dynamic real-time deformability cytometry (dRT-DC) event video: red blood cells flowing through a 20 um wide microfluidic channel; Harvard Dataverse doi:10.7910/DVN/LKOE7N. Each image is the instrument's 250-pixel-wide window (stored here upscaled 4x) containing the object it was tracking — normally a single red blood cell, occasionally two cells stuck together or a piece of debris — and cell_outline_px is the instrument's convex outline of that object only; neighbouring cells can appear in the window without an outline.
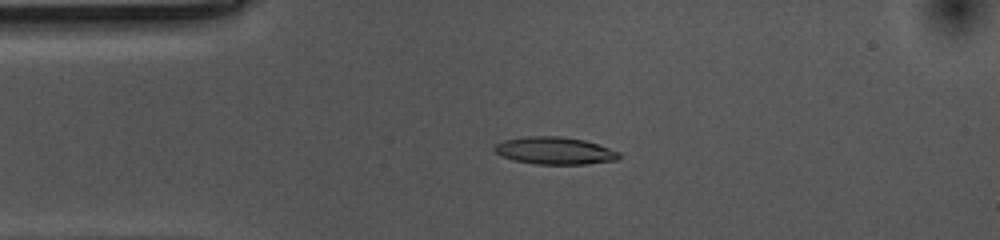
{"species": "common noctule bat (a hibernating species)", "species_latin": "Nyctalus noctula", "temperature_condition": "cold", "stored_images_in_passage": 45, "camera_frame_rate_fps": 3000, "um_per_image_px": 0.085, "animal": {"sex": "female", "body_mass_g": 10.0, "forearm_length_mm": 53.1}, "frame": {"image": 1, "passage_image": 1, "time_ms": 0.0, "image_size_px": [1000, 240], "cell_outline_px": [[620, 156], [616, 160], [588, 164], [536, 164], [516, 160], [504, 156], [496, 152], [492, 148], [496, 144], [504, 140], [524, 136], [560, 136], [584, 140], [620, 152]], "centroid_in_image_um": [47.15, 12.8], "position_along_channel_um": 37.8, "area_um2": 19.65}}
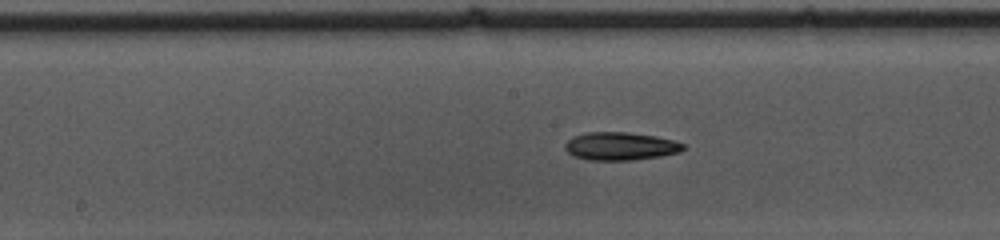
{"frame": {"image": 2, "passage_image": 16, "time_ms": 5.0, "image_size_px": [1000, 240], "cell_outline_px": [[684, 148], [680, 152], [660, 156], [632, 160], [588, 160], [572, 156], [564, 148], [564, 144], [572, 136], [588, 132], [628, 132], [656, 136], [672, 140], [684, 144]], "centroid_in_image_um": [52.69, 12.42], "position_along_channel_um": 195.5, "area_um2": 19.36}}
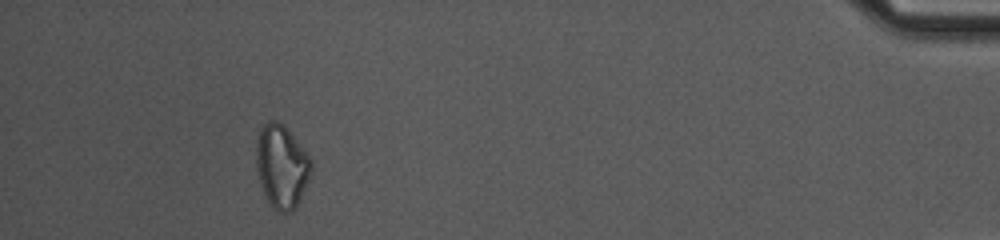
{"frame": {"image": 3, "passage_image": 40, "time_ms": 13.0, "image_size_px": [1000, 240], "cell_outline_px": [[312, 176], [292, 212], [280, 212], [268, 200], [260, 184], [256, 168], [256, 140], [260, 128], [268, 120], [276, 120], [284, 124], [312, 160]], "centroid_in_image_um": [23.94, 14.1], "position_along_channel_um": 411.3, "area_um2": 26.7}, "authors_computed_cell_mechanics": {"area_um2": 19.363, "velocity_mm_per_s": 3.5496, "shape_relaxation_time_tau1_ms": 9.8383, "shape_relaxation_time_tau2_ms": null, "deformation_change_tau1": 0.1823, "deformation_change_tau2": null}}